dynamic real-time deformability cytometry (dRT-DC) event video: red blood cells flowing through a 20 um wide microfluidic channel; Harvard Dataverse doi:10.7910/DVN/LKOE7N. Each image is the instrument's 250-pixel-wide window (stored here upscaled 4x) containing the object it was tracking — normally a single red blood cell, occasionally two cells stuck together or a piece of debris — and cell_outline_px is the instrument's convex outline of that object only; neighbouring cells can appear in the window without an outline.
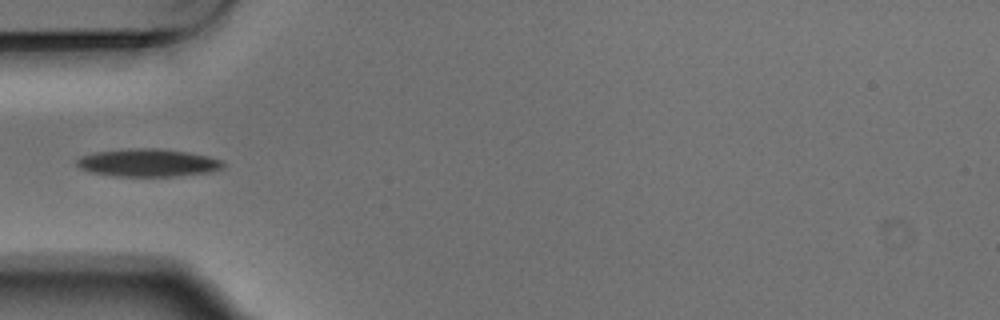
{"species": "Egyptian fruit bat (a non-hibernating species)", "species_latin": "Rousettus aegyptiacus", "temperature_condition": "warm", "stored_images_in_passage": 7, "camera_frame_rate_fps": 3000, "um_per_image_px": 0.085, "animal": {"sex": "male"}, "frame": {"image": 1, "passage_image": 5, "time_ms": 1.333, "image_size_px": [1000, 320], "cell_outline_px": [[228, 164], [224, 168], [212, 172], [176, 176], [116, 176], [88, 172], [80, 168], [76, 164], [76, 160], [80, 156], [92, 152], [128, 148], [160, 148], [208, 156], [224, 160]], "centroid_in_image_um": [12.59, 13.83], "position_along_channel_um": 72.4, "area_um2": 24.1}}
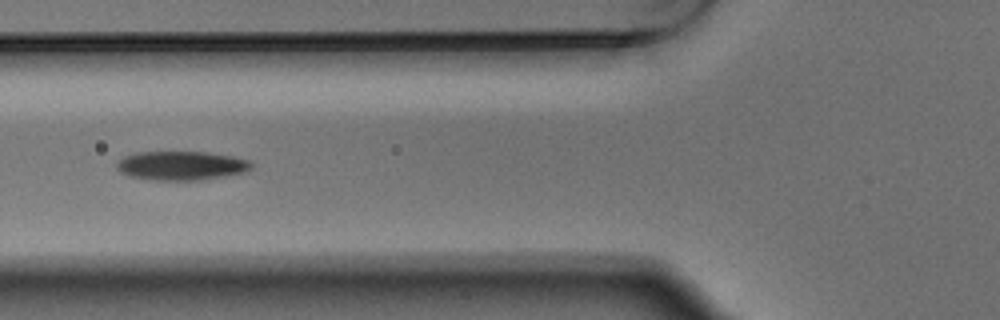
{"frame": {"image": 2, "passage_image": 6, "time_ms": 1.667, "image_size_px": [1000, 320], "cell_outline_px": [[252, 168], [248, 172], [204, 180], [148, 180], [128, 176], [120, 172], [116, 168], [116, 164], [124, 156], [136, 152], [208, 152], [232, 156], [252, 160]], "centroid_in_image_um": [15.45, 14.09], "position_along_channel_um": 110.4, "area_um2": 23.18}}
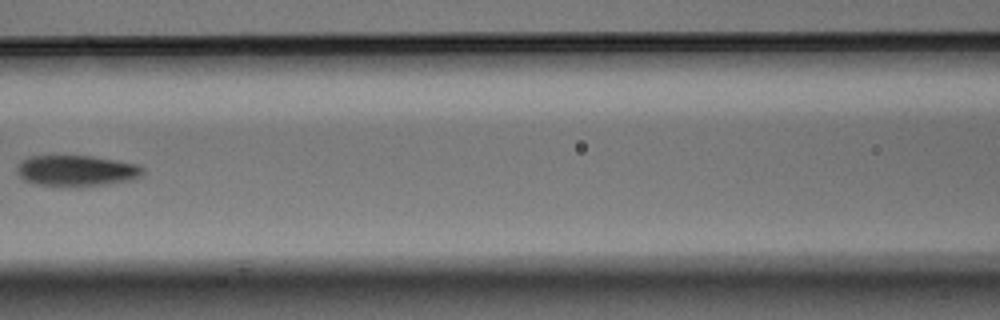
{"frame": {"image": 3, "passage_image": 7, "time_ms": 2.0, "image_size_px": [1000, 320], "cell_outline_px": [[144, 172], [140, 176], [132, 180], [76, 188], [68, 188], [32, 184], [24, 180], [16, 172], [16, 168], [20, 160], [28, 156], [92, 156], [116, 160], [136, 164], [144, 168]], "centroid_in_image_um": [6.45, 14.53], "position_along_channel_um": 160.2, "area_um2": 23.29}}